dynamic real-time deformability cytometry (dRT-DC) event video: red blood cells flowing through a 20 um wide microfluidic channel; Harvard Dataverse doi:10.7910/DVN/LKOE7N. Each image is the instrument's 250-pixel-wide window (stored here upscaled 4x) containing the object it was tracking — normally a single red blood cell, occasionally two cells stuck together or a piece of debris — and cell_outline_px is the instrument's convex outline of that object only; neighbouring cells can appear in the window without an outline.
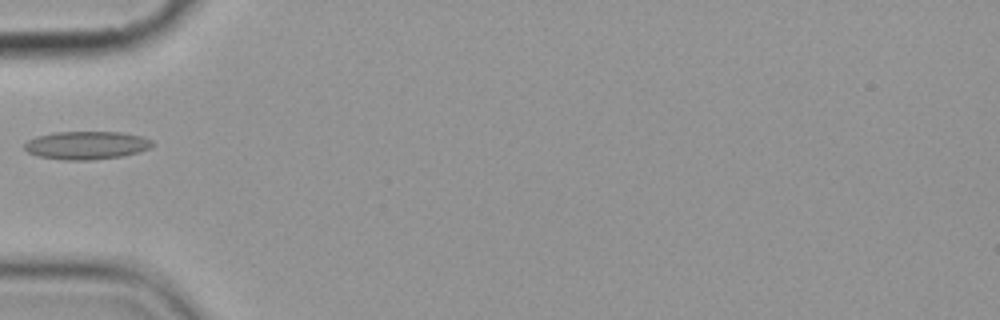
{"species": "common noctule bat (a hibernating species)", "species_latin": "Nyctalus noctula", "temperature_condition": "cold", "stored_images_in_passage": 6, "camera_frame_rate_fps": 3000, "um_per_image_px": 0.085, "animal": {"sex": "female", "body_mass_g": 19.9}, "frame": {"image": 1, "passage_image": 5, "time_ms": 5.667, "image_size_px": [1000, 320], "cell_outline_px": [[156, 144], [140, 152], [120, 156], [92, 160], [64, 160], [36, 156], [28, 152], [24, 148], [24, 144], [28, 140], [36, 136], [52, 132], [120, 132], [144, 136], [152, 140]], "centroid_in_image_um": [7.35, 12.34], "position_along_channel_um": 77.6, "area_um2": 21.15}}
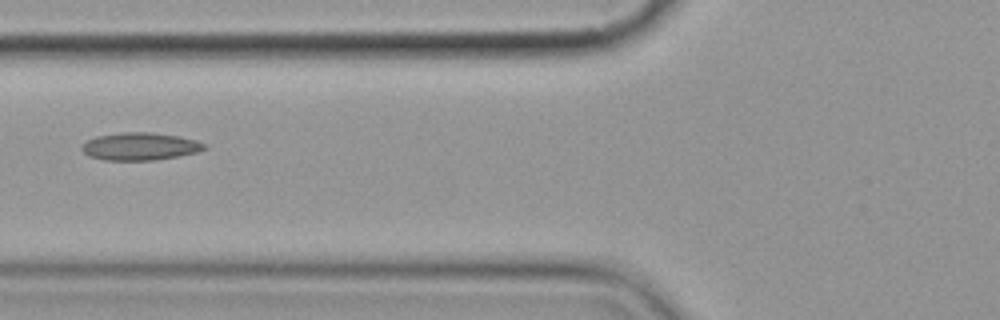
{"frame": {"image": 2, "passage_image": 6, "time_ms": 6.667, "image_size_px": [1000, 320], "cell_outline_px": [[208, 148], [196, 152], [156, 160], [104, 160], [88, 156], [80, 148], [88, 140], [96, 136], [120, 132], [152, 132], [180, 136], [196, 140], [208, 144]], "centroid_in_image_um": [11.92, 12.43], "position_along_channel_um": 113.9, "area_um2": 19.83}}